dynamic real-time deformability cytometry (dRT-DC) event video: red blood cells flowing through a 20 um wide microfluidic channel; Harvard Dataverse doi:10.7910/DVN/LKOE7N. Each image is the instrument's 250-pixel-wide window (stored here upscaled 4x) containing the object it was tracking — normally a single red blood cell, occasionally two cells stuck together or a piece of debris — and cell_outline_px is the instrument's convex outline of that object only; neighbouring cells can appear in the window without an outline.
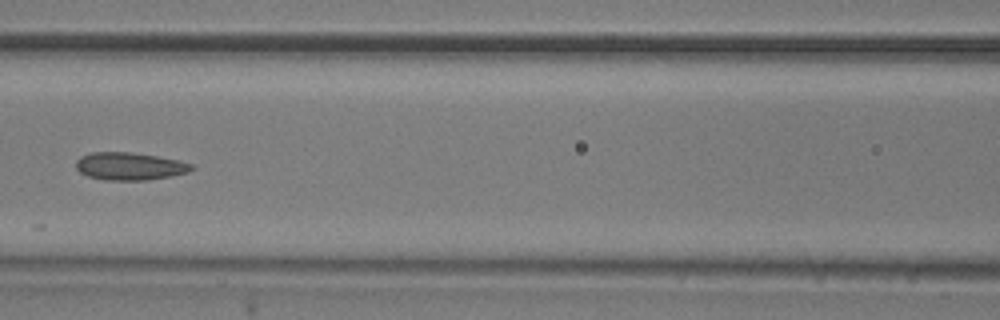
{"species": "common noctule bat (a hibernating species)", "species_latin": "Nyctalus noctula", "temperature_condition": "room temperature", "stored_images_in_passage": 5, "camera_frame_rate_fps": 3000, "um_per_image_px": 0.085, "animal": {"sex": "male", "body_mass_g": 20.5, "forearm_length_mm": 52.5}, "frame": {"image": 1, "passage_image": 5, "time_ms": 1.333, "image_size_px": [1000, 320], "cell_outline_px": [[196, 168], [188, 172], [172, 176], [148, 180], [104, 180], [88, 176], [80, 172], [76, 168], [76, 160], [80, 156], [92, 152], [132, 152], [156, 156], [176, 160], [192, 164]], "centroid_in_image_um": [11.01, 14.13], "position_along_channel_um": 155.6, "area_um2": 18.67}}